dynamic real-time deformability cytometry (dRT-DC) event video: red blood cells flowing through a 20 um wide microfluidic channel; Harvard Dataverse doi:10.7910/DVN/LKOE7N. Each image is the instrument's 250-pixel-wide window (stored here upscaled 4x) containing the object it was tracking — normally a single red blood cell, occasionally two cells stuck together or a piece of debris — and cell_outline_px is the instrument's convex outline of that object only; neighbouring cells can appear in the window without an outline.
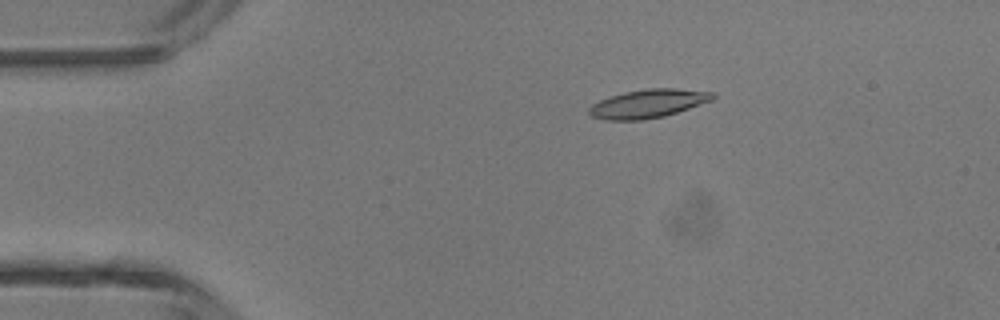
{"species": "common noctule bat (a hibernating species)", "species_latin": "Nyctalus noctula", "temperature_condition": "room temperature", "stored_images_in_passage": 2, "camera_frame_rate_fps": 3000, "um_per_image_px": 0.085, "animal": {"sex": "male", "body_mass_g": 13.3}, "frame": {"image": 1, "passage_image": 1, "time_ms": 0.0, "image_size_px": [1000, 320], "cell_outline_px": [[716, 96], [712, 100], [664, 116], [644, 120], [604, 120], [592, 116], [588, 112], [588, 108], [592, 104], [608, 96], [624, 92], [648, 88], [676, 88], [716, 92]], "centroid_in_image_um": [55.08, 8.8], "position_along_channel_um": 29.9, "area_um2": 20.63}}